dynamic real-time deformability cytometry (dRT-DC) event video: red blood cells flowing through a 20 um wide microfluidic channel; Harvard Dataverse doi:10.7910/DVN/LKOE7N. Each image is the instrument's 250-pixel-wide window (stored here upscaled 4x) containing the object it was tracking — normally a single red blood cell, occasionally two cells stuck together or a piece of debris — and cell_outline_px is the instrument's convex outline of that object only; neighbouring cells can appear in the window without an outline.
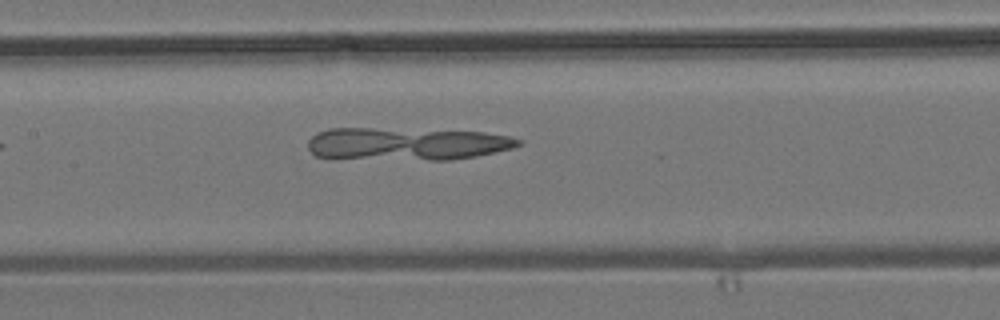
{"species": "common noctule bat (a hibernating species)", "species_latin": "Nyctalus noctula", "temperature_condition": "room temperature", "stored_images_in_passage": 7, "camera_frame_rate_fps": 3000, "um_per_image_px": 0.085, "animal": {"sex": "male", "body_mass_g": 19.2, "forearm_length_mm": 51.8}, "frame": {"image": 1, "passage_image": 7, "time_ms": 7.0, "image_size_px": [1000, 320], "cell_outline_px": [[524, 144], [512, 148], [476, 156], [452, 160], [428, 160], [316, 156], [308, 148], [308, 140], [312, 136], [328, 128], [372, 128], [484, 132], [508, 136], [524, 140]], "centroid_in_image_um": [34.64, 12.22], "position_along_channel_um": 172.8, "area_um2": 39.65}}